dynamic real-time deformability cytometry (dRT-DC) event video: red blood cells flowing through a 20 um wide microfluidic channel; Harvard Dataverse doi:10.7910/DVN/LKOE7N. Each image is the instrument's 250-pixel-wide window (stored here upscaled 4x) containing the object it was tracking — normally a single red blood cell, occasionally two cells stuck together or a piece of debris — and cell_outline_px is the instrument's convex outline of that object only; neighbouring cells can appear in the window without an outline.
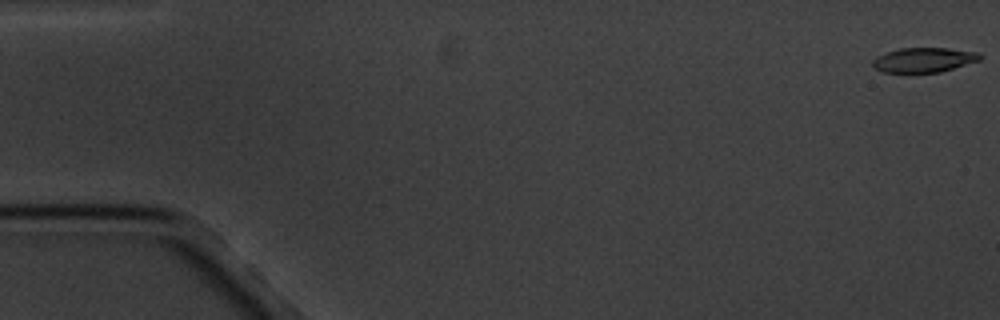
{"species": "common noctule bat (a hibernating species)", "species_latin": "Nyctalus noctula", "temperature_condition": "cold", "stored_images_in_passage": 6, "camera_frame_rate_fps": 3000, "um_per_image_px": 0.085, "animal": {"sex": "male", "body_mass_g": 20.1, "forearm_length_mm": 53.5}, "frame": {"image": 1, "passage_image": 1, "time_ms": 0.0, "image_size_px": [1000, 320], "cell_outline_px": [[984, 56], [980, 60], [940, 72], [880, 72], [872, 64], [872, 60], [876, 56], [900, 48], [948, 48], [980, 52]], "centroid_in_image_um": [78.56, 5.08], "position_along_channel_um": 6.4, "area_um2": 15.43}}
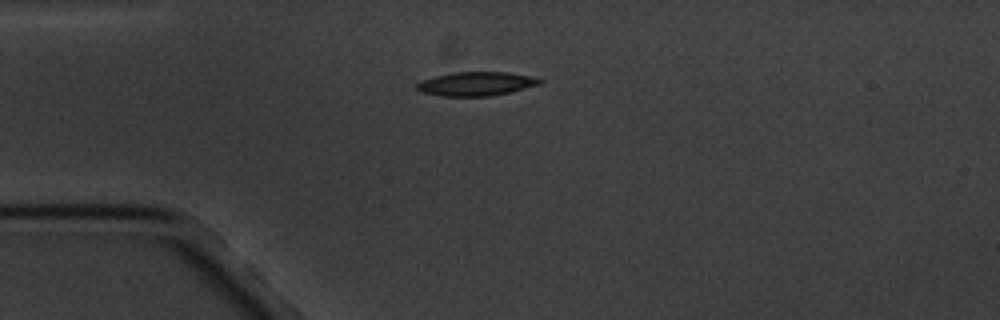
{"frame": {"image": 2, "passage_image": 5, "time_ms": 4.667, "image_size_px": [1000, 320], "cell_outline_px": [[544, 80], [540, 84], [508, 92], [488, 96], [440, 96], [420, 92], [416, 88], [416, 84], [420, 80], [452, 72], [508, 72], [528, 76]], "centroid_in_image_um": [40.4, 7.12], "position_along_channel_um": 44.6, "area_um2": 16.99}}